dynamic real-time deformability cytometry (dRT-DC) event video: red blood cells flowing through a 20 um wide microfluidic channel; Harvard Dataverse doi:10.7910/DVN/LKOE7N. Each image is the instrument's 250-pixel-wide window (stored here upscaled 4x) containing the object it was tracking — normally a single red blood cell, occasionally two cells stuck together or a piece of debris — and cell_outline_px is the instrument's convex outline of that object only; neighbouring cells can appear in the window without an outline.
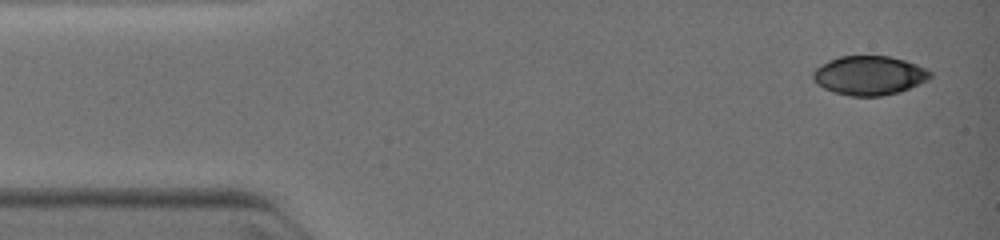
{"species": "common noctule bat (a hibernating species)", "species_latin": "Nyctalus noctula", "temperature_condition": "warm", "stored_images_in_passage": 4, "camera_frame_rate_fps": 3000, "um_per_image_px": 0.085, "animal": {"sex": "female", "body_mass_g": 19.0, "forearm_length_mm": 51.5}, "frame": {"image": 1, "passage_image": 1, "time_ms": 0.0, "image_size_px": [1000, 240], "cell_outline_px": [[932, 76], [928, 80], [900, 92], [880, 96], [852, 96], [832, 92], [816, 84], [812, 80], [812, 72], [820, 64], [828, 60], [840, 56], [888, 56], [904, 60], [928, 68], [932, 72]], "centroid_in_image_um": [73.87, 6.41], "position_along_channel_um": 11.1, "area_um2": 26.99}}